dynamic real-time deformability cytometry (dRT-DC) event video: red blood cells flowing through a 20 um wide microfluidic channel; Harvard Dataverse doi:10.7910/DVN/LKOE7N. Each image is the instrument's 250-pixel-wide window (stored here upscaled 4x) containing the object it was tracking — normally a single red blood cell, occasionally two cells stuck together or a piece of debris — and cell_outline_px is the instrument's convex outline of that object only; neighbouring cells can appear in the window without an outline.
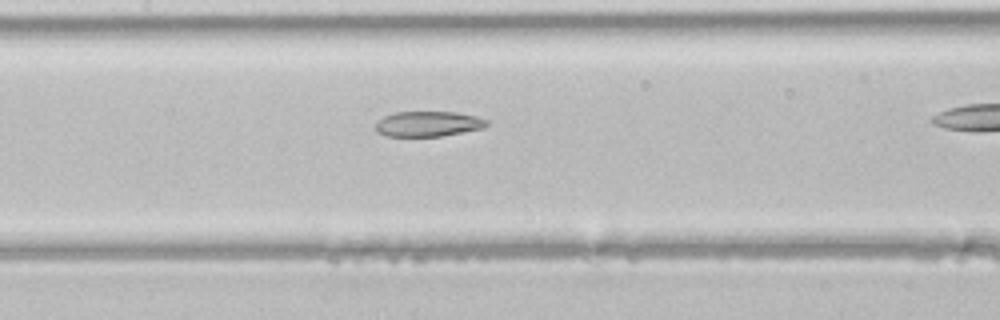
{"species": "common noctule bat (a hibernating species)", "species_latin": "Nyctalus noctula", "temperature_condition": "room temperature", "stored_images_in_passage": 27, "camera_frame_rate_fps": 3000, "um_per_image_px": 0.085, "animal": {"sex": "male", "body_mass_g": 21.5, "forearm_length_mm": 52.0}, "frame": {"image": 1, "passage_image": 12, "time_ms": 3.667, "image_size_px": [1000, 320], "cell_outline_px": [[488, 124], [484, 128], [440, 136], [384, 136], [376, 132], [376, 120], [384, 116], [396, 112], [456, 112], [476, 116], [488, 120]], "centroid_in_image_um": [36.37, 10.53], "position_along_channel_um": 171.0, "area_um2": 16.42}}
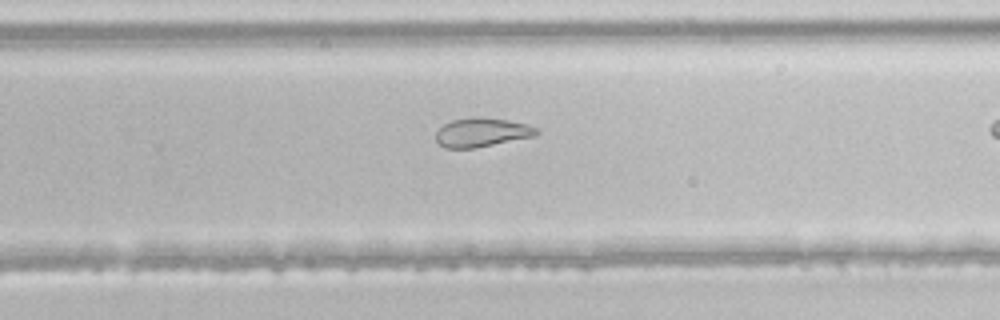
{"frame": {"image": 2, "passage_image": 20, "time_ms": 6.333, "image_size_px": [1000, 320], "cell_outline_px": [[540, 132], [536, 136], [476, 148], [444, 148], [436, 140], [436, 132], [444, 124], [452, 120], [472, 116], [476, 116], [508, 120], [528, 124], [540, 128]], "centroid_in_image_um": [41.0, 11.24], "position_along_channel_um": 288.8, "area_um2": 17.28}}